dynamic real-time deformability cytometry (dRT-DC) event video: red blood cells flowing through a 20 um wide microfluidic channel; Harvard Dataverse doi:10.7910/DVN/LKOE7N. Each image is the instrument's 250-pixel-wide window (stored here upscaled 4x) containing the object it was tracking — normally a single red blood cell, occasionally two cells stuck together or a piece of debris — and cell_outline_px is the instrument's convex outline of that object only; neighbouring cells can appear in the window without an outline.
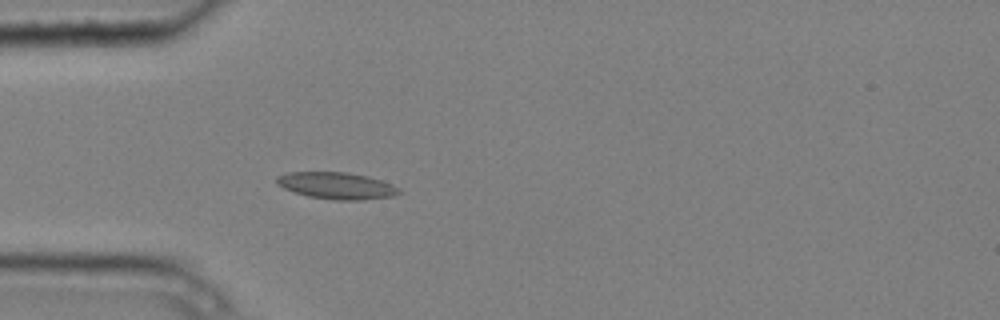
{"species": "common noctule bat (a hibernating species)", "species_latin": "Nyctalus noctula", "temperature_condition": "cold", "stored_images_in_passage": 4, "camera_frame_rate_fps": 3000, "um_per_image_px": 0.085, "animal": {"sex": "male", "body_mass_g": 20.4}, "frame": {"image": 1, "passage_image": 4, "time_ms": 1.0, "image_size_px": [1000, 320], "cell_outline_px": [[404, 192], [392, 196], [360, 200], [336, 200], [308, 196], [292, 192], [276, 184], [276, 176], [288, 172], [348, 172], [368, 176], [392, 184], [400, 188]], "centroid_in_image_um": [28.61, 15.78], "position_along_channel_um": 56.4, "area_um2": 19.25}}